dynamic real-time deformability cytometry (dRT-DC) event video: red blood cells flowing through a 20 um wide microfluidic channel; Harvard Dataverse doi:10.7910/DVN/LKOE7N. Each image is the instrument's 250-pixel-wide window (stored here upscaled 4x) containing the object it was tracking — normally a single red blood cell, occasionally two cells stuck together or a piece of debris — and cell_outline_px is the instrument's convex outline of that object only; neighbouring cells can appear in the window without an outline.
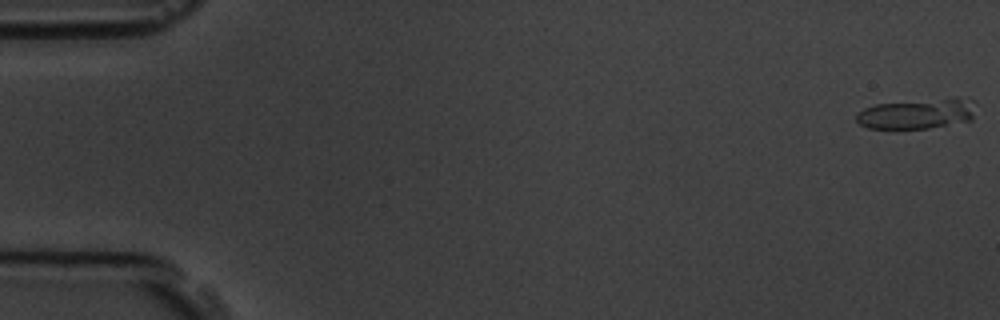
{"species": "common noctule bat (a hibernating species)", "species_latin": "Nyctalus noctula", "temperature_condition": "room temperature", "stored_images_in_passage": 16, "camera_frame_rate_fps": 3000, "um_per_image_px": 0.085, "animal": {"sex": "male", "body_mass_g": 19.5, "forearm_length_mm": 54.6}, "frame": {"image": 1, "passage_image": 1, "time_ms": 0.0, "image_size_px": [1000, 320], "cell_outline_px": [[976, 100], [972, 120], [928, 128], [868, 128], [860, 124], [856, 120], [856, 112], [864, 108], [876, 104], [952, 96], [968, 96]], "centroid_in_image_um": [78.03, 9.61], "position_along_channel_um": 7.0, "area_um2": 21.68}}